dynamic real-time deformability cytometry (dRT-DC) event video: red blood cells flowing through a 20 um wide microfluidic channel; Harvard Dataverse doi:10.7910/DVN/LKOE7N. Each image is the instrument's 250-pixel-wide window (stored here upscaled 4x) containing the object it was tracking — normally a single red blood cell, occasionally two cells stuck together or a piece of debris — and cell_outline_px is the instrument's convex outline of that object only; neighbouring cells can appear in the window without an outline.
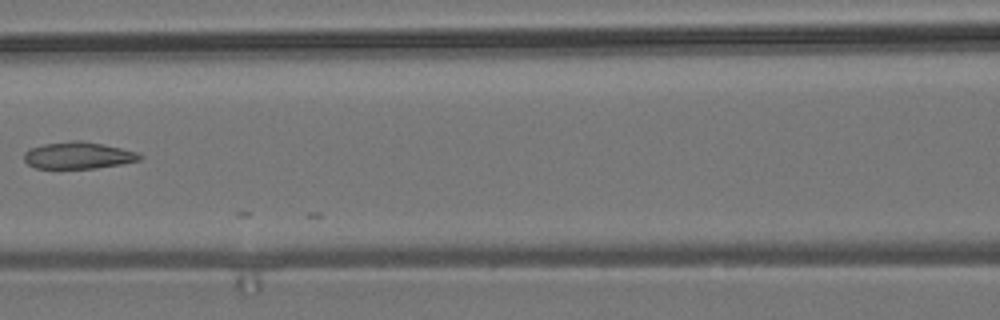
{"species": "common noctule bat (a hibernating species)", "species_latin": "Nyctalus noctula", "temperature_condition": "room temperature", "stored_images_in_passage": 25, "camera_frame_rate_fps": 3000, "um_per_image_px": 0.085, "animal": {"sex": "male", "body_mass_g": 19.2, "forearm_length_mm": 51.8}, "frame": {"image": 1, "passage_image": 24, "time_ms": 7.667, "image_size_px": [1000, 320], "cell_outline_px": [[144, 156], [140, 160], [120, 164], [96, 168], [36, 168], [28, 164], [24, 160], [24, 152], [28, 148], [44, 144], [72, 140], [80, 140], [104, 144], [140, 152]], "centroid_in_image_um": [6.67, 13.2], "position_along_channel_um": 159.9, "area_um2": 18.26}}